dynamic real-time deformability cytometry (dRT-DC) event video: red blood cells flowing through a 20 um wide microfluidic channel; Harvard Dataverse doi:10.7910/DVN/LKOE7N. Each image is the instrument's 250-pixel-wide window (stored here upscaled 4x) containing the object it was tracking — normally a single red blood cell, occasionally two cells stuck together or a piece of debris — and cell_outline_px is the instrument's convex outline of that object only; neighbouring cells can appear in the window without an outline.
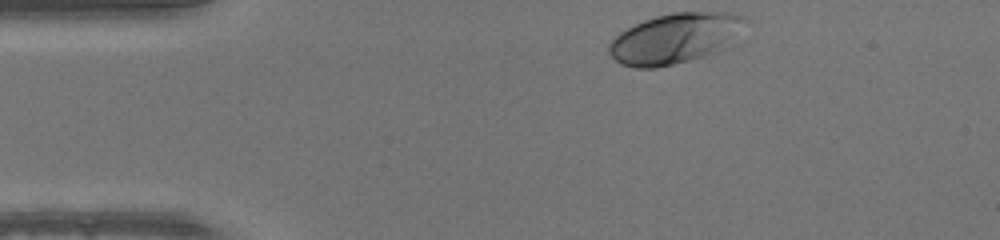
{"species": "human", "species_latin": "Homo sapiens", "temperature_condition": "warm", "stored_images_in_passage": 33, "camera_frame_rate_fps": 3000, "um_per_image_px": 0.085, "donor": {"sex": "male"}, "frame": {"image": 1, "passage_image": 1, "time_ms": 0.0, "image_size_px": [1000, 240], "cell_outline_px": [[748, 20], [724, 48], [716, 52], [704, 56], [656, 68], [636, 68], [620, 64], [608, 52], [608, 44], [620, 32], [644, 20], [656, 16], [672, 12], [732, 12], [744, 16]], "centroid_in_image_um": [57.35, 3.25], "position_along_channel_um": 27.6, "area_um2": 39.54}}
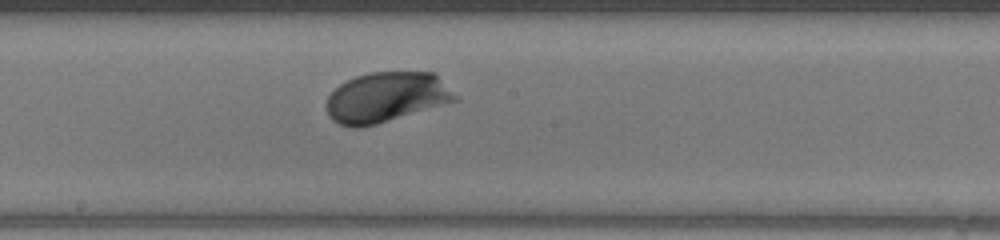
{"frame": {"image": 2, "passage_image": 19, "time_ms": 6.0, "image_size_px": [1000, 240], "cell_outline_px": [[460, 100], [376, 124], [356, 128], [352, 128], [340, 124], [332, 120], [328, 112], [328, 96], [340, 84], [356, 76], [368, 72], [436, 72], [460, 96]], "centroid_in_image_um": [32.92, 8.25], "position_along_channel_um": 215.3, "area_um2": 37.8}}
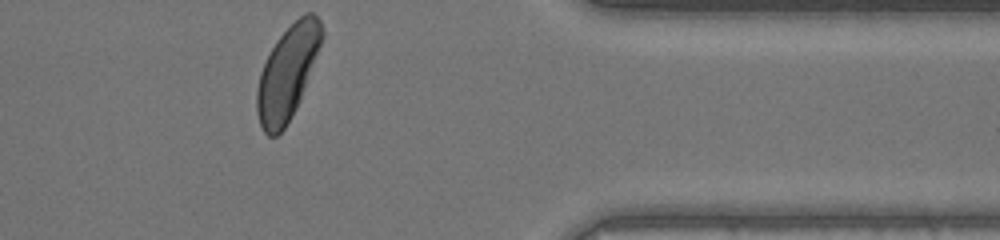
{"frame": {"image": 3, "passage_image": 33, "time_ms": 10.667, "image_size_px": [1000, 240], "cell_outline_px": [[324, 36], [300, 100], [284, 128], [276, 136], [268, 136], [264, 132], [260, 124], [256, 112], [256, 92], [260, 72], [276, 40], [304, 12], [312, 12], [320, 20], [324, 32]], "centroid_in_image_um": [24.43, 6.18], "position_along_channel_um": 387.0, "area_um2": 34.97}}